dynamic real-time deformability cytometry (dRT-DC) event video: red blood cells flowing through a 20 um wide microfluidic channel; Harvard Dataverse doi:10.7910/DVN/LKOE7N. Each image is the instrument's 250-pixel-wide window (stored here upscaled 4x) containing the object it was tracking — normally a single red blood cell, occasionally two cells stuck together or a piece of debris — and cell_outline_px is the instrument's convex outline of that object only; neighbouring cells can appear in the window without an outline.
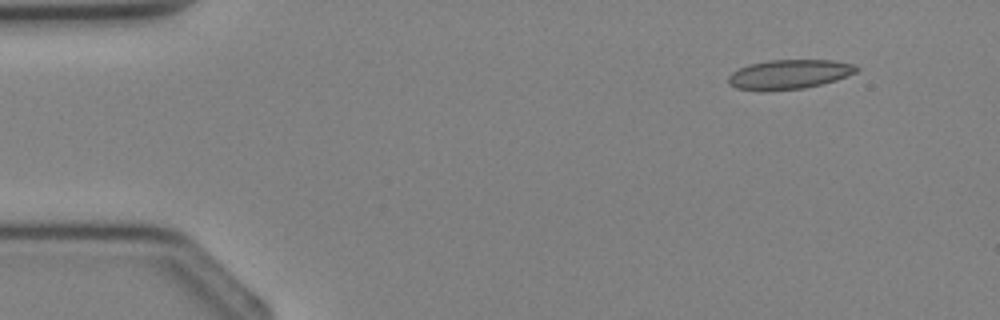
{"species": "Egyptian fruit bat (a non-hibernating species)", "species_latin": "Rousettus aegyptiacus", "temperature_condition": "cold", "stored_images_in_passage": 3, "camera_frame_rate_fps": 3000, "um_per_image_px": 0.085, "animal": {"sex": "female"}, "frame": {"image": 1, "passage_image": 1, "time_ms": 0.0, "image_size_px": [1000, 320], "cell_outline_px": [[860, 68], [856, 72], [836, 80], [804, 88], [768, 92], [760, 92], [736, 88], [728, 84], [728, 76], [732, 72], [740, 68], [752, 64], [768, 60], [836, 60], [856, 64]], "centroid_in_image_um": [67.07, 6.33], "position_along_channel_um": 17.9, "area_um2": 22.31}}
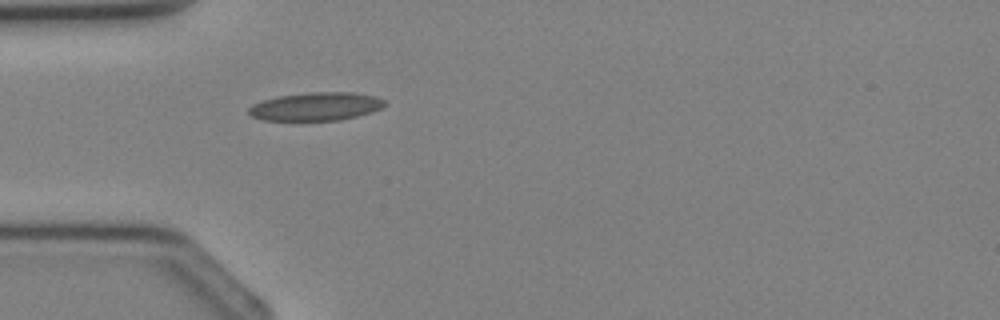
{"frame": {"image": 2, "passage_image": 3, "time_ms": 2.333, "image_size_px": [1000, 320], "cell_outline_px": [[384, 104], [380, 108], [372, 112], [340, 120], [264, 120], [252, 116], [248, 112], [248, 108], [252, 104], [264, 100], [280, 96], [312, 92], [352, 92], [376, 96], [384, 100]], "centroid_in_image_um": [26.85, 9.05], "position_along_channel_um": 58.1, "area_um2": 22.14}}